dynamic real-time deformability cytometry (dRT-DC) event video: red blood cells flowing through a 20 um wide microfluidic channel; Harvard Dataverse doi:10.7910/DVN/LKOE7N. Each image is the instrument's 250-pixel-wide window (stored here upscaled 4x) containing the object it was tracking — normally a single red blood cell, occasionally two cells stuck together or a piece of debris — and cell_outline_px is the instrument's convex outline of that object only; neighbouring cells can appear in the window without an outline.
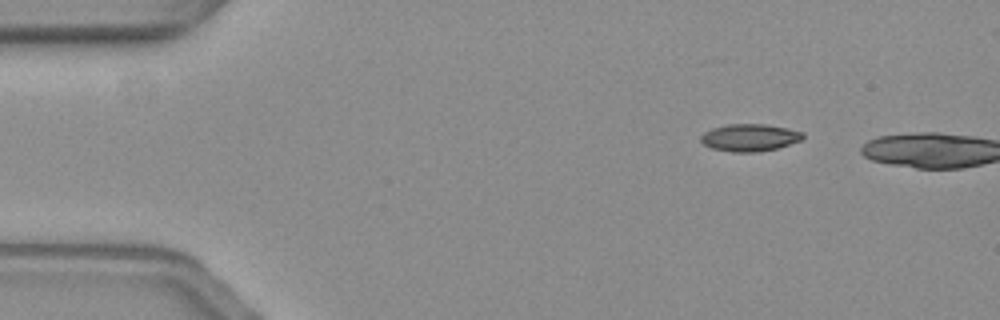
{"species": "common noctule bat (a hibernating species)", "species_latin": "Nyctalus noctula", "temperature_condition": "warm", "stored_images_in_passage": 3, "camera_frame_rate_fps": 3000, "um_per_image_px": 0.085, "animal": {"sex": "female", "body_mass_g": 19.3, "forearm_length_mm": 54.1}, "frame": {"image": 1, "passage_image": 1, "time_ms": 0.0, "image_size_px": [1000, 320], "cell_outline_px": [[804, 136], [800, 140], [776, 148], [756, 152], [732, 152], [712, 148], [704, 144], [700, 140], [700, 136], [704, 132], [712, 128], [728, 124], [764, 124], [788, 128], [804, 132]], "centroid_in_image_um": [63.7, 11.68], "position_along_channel_um": 21.3, "area_um2": 16.13}}